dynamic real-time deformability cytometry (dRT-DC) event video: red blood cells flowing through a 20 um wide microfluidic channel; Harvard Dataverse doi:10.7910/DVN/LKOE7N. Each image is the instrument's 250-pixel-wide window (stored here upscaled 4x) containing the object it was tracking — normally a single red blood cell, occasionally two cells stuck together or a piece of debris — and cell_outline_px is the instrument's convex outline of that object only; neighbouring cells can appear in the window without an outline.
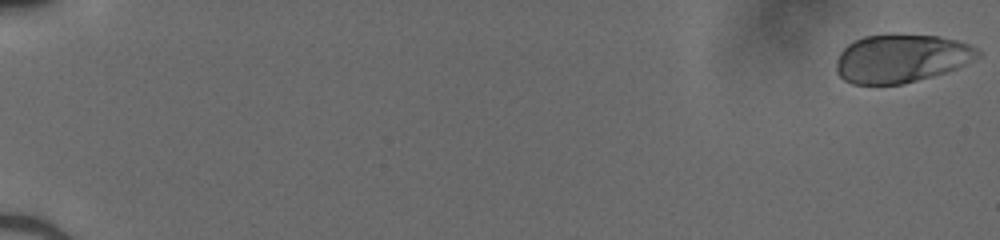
{"species": "human", "species_latin": "Homo sapiens", "temperature_condition": "cold", "stored_images_in_passage": 52, "camera_frame_rate_fps": 3000, "um_per_image_px": 0.085, "donor": {"sex": "male"}, "frame": {"image": 1, "passage_image": 1, "time_ms": 0.0, "image_size_px": [1000, 240], "cell_outline_px": [[980, 56], [956, 68], [932, 76], [904, 84], [852, 84], [844, 80], [836, 72], [836, 60], [840, 52], [848, 44], [864, 36], [940, 36], [956, 40], [968, 44], [976, 48], [980, 52]], "centroid_in_image_um": [76.58, 4.99], "position_along_channel_um": 8.4, "area_um2": 39.19}}
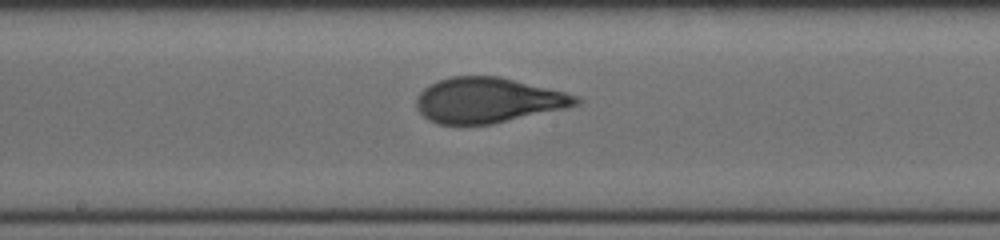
{"frame": {"image": 2, "passage_image": 30, "time_ms": 9.667, "image_size_px": [1000, 240], "cell_outline_px": [[580, 100], [576, 104], [564, 108], [492, 124], [440, 124], [428, 120], [416, 108], [416, 96], [424, 88], [440, 80], [452, 76], [500, 76], [564, 92], [576, 96]], "centroid_in_image_um": [41.42, 8.52], "position_along_channel_um": 206.8, "area_um2": 41.56}}
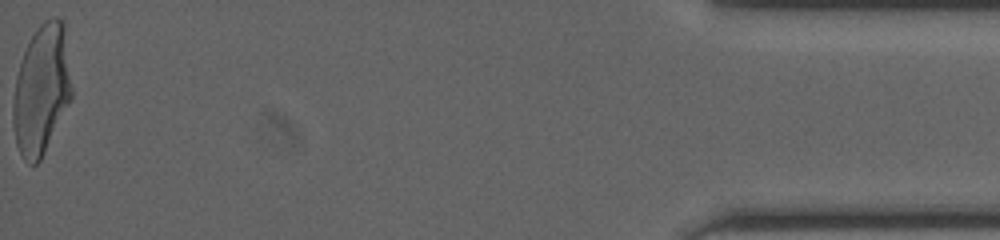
{"frame": {"image": 3, "passage_image": 52, "time_ms": 17.0, "image_size_px": [1000, 240], "cell_outline_px": [[72, 96], [40, 160], [36, 164], [28, 164], [24, 160], [16, 144], [12, 124], [12, 104], [16, 76], [24, 52], [36, 28], [44, 20], [52, 16], [56, 16], [64, 24], [72, 88]], "centroid_in_image_um": [3.51, 7.62], "position_along_channel_um": 431.7, "area_um2": 44.04}}